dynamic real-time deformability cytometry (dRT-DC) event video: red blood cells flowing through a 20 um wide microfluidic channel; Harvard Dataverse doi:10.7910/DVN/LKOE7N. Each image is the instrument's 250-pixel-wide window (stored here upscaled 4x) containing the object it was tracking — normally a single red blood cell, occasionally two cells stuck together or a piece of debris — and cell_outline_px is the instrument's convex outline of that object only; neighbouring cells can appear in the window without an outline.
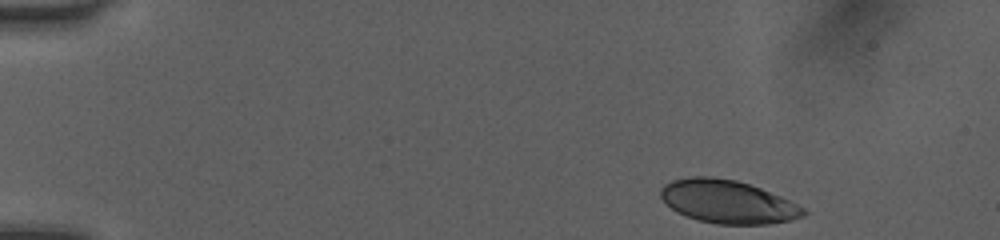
{"species": "human", "species_latin": "Homo sapiens", "temperature_condition": "room temperature", "stored_images_in_passage": 45, "camera_frame_rate_fps": 3000, "um_per_image_px": 0.085, "donor": {"sex": "female"}, "frame": {"image": 1, "passage_image": 1, "time_ms": 0.0, "image_size_px": [1000, 240], "cell_outline_px": [[808, 212], [804, 216], [792, 220], [768, 224], [716, 224], [700, 220], [676, 212], [660, 196], [660, 188], [664, 184], [672, 180], [692, 176], [712, 176], [736, 180], [760, 188], [780, 196], [804, 208]], "centroid_in_image_um": [61.85, 17.14], "position_along_channel_um": 23.1, "area_um2": 35.78}}
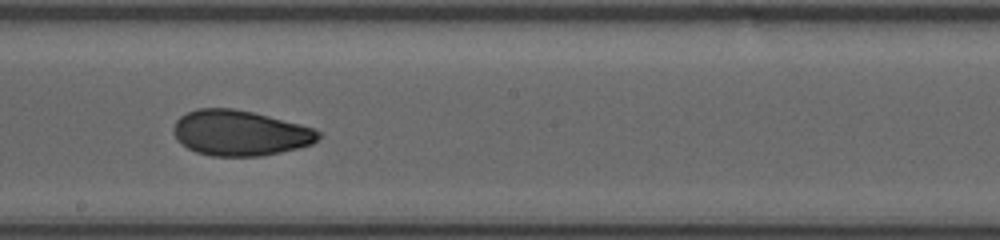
{"frame": {"image": 2, "passage_image": 24, "time_ms": 7.667, "image_size_px": [1000, 240], "cell_outline_px": [[320, 136], [312, 144], [280, 152], [260, 156], [212, 156], [196, 152], [180, 144], [172, 132], [172, 128], [176, 120], [180, 116], [196, 108], [232, 108], [252, 112], [300, 124], [312, 128], [320, 132]], "centroid_in_image_um": [20.34, 11.3], "position_along_channel_um": 227.9, "area_um2": 38.26}}
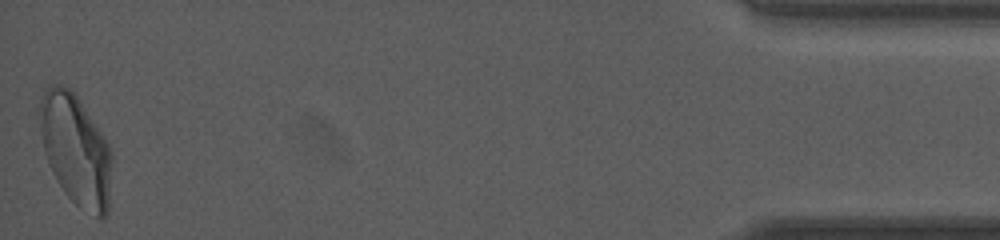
{"frame": {"image": 3, "passage_image": 45, "time_ms": 14.667, "image_size_px": [1000, 240], "cell_outline_px": [[112, 160], [108, 212], [104, 216], [96, 216], [80, 208], [64, 192], [56, 180], [52, 172], [44, 152], [36, 116], [36, 108], [48, 84], [60, 84], [68, 88], [76, 96], [104, 136], [112, 152]], "centroid_in_image_um": [6.39, 12.7], "position_along_channel_um": 428.8, "area_um2": 46.93}, "authors_computed_cell_mechanics": {"area_um2": 38.4948, "velocity_mm_per_s": 4.0608, "shape_relaxation_time_tau1_ms": 5.3689, "shape_relaxation_time_tau2_ms": 1.4259, "deformation_change_tau1": 0.1587, "deformation_change_tau2": 0.0614}}